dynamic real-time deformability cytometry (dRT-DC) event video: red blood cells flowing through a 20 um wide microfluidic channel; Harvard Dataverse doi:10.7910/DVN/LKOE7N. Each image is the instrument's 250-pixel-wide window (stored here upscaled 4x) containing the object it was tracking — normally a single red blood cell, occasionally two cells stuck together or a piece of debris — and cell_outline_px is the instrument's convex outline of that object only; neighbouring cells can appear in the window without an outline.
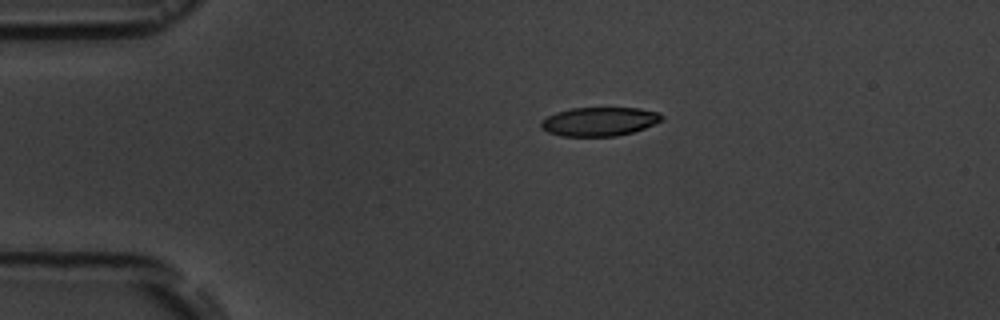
{"species": "common noctule bat (a hibernating species)", "species_latin": "Nyctalus noctula", "temperature_condition": "room temperature", "stored_images_in_passage": 6, "camera_frame_rate_fps": 3000, "um_per_image_px": 0.085, "animal": {"sex": "male", "body_mass_g": 19.5, "forearm_length_mm": 54.6}, "frame": {"image": 1, "passage_image": 1, "time_ms": 0.0, "image_size_px": [1000, 320], "cell_outline_px": [[664, 120], [644, 128], [632, 132], [616, 136], [560, 136], [548, 132], [540, 128], [540, 120], [556, 112], [572, 108], [640, 108], [660, 112], [664, 116]], "centroid_in_image_um": [50.95, 10.33], "position_along_channel_um": 34.0, "area_um2": 20.46}}
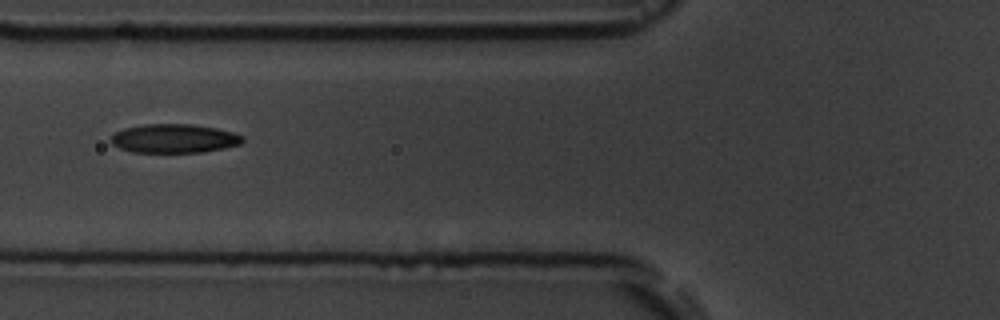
{"frame": {"image": 2, "passage_image": 4, "time_ms": 3.333, "image_size_px": [1000, 320], "cell_outline_px": [[244, 140], [240, 144], [224, 148], [204, 152], [132, 152], [120, 148], [112, 144], [112, 136], [116, 132], [124, 128], [144, 124], [192, 124], [216, 128], [232, 132], [244, 136]], "centroid_in_image_um": [14.82, 11.77], "position_along_channel_um": 111.0, "area_um2": 22.08}}
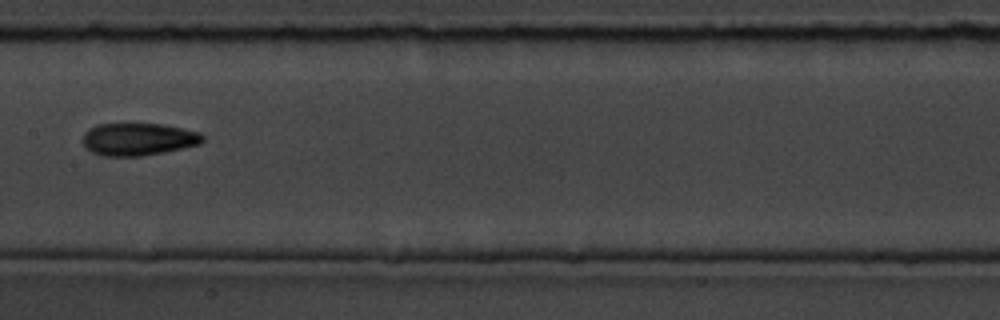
{"frame": {"image": 3, "passage_image": 6, "time_ms": 5.667, "image_size_px": [1000, 320], "cell_outline_px": [[204, 140], [200, 144], [184, 148], [164, 152], [140, 156], [104, 156], [92, 152], [84, 148], [84, 132], [88, 128], [100, 124], [164, 124], [200, 132], [204, 136]], "centroid_in_image_um": [11.77, 11.83], "position_along_channel_um": 195.6, "area_um2": 22.77}}